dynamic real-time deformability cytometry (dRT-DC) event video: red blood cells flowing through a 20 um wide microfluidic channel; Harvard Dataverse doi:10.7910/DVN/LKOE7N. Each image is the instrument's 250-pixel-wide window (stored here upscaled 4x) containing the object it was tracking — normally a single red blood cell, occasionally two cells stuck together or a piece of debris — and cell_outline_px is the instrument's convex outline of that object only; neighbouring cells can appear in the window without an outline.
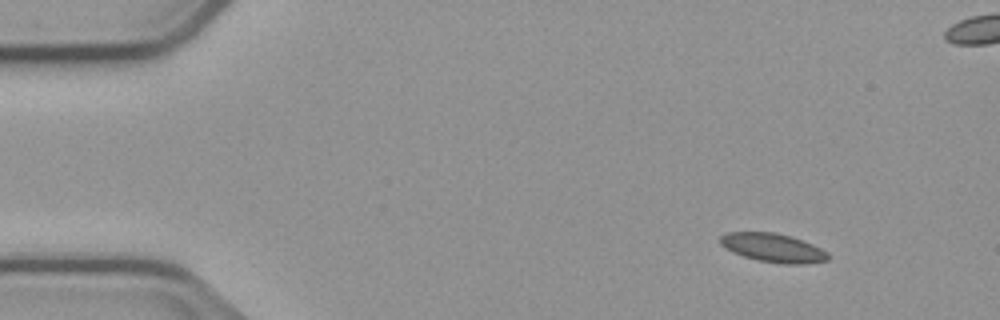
{"species": "common noctule bat (a hibernating species)", "species_latin": "Nyctalus noctula", "temperature_condition": "cold", "stored_images_in_passage": 2, "camera_frame_rate_fps": 3000, "um_per_image_px": 0.085, "animal": {"sex": "male", "body_mass_g": 23.1, "forearm_length_mm": 52.7}, "frame": {"image": 1, "passage_image": 1, "time_ms": 0.0, "image_size_px": [1000, 320], "cell_outline_px": [[828, 260], [804, 264], [780, 264], [756, 260], [732, 252], [720, 244], [720, 236], [728, 232], [772, 232], [792, 236], [812, 244], [828, 252]], "centroid_in_image_um": [65.7, 21.06], "position_along_channel_um": 19.3, "area_um2": 18.09}}